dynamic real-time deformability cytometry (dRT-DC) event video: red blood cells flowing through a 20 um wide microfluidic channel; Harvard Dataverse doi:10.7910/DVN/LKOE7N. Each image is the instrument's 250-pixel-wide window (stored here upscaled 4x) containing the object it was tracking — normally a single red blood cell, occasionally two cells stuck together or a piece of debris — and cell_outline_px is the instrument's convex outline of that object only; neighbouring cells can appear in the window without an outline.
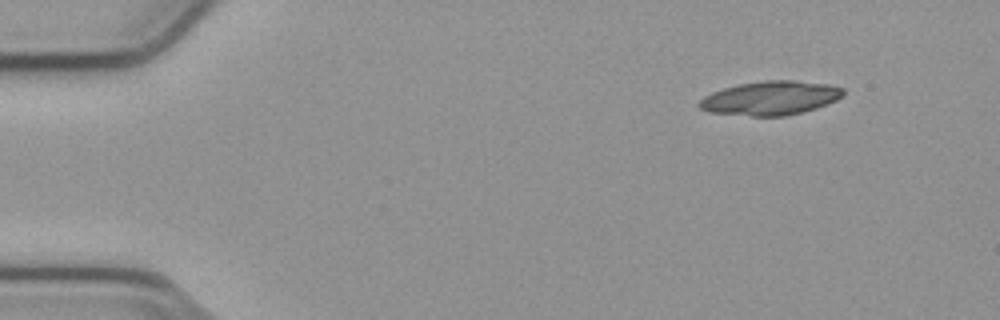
{"species": "common noctule bat (a hibernating species)", "species_latin": "Nyctalus noctula", "temperature_condition": "cold", "stored_images_in_passage": 49, "segment_of_instrument_passage": [1, 2], "camera_frame_rate_fps": 3000, "um_per_image_px": 0.085, "animal": {"sex": "male", "body_mass_g": 23.1, "forearm_length_mm": 52.7}, "frame": {"image": 1, "passage_image": 1, "time_ms": 0.0, "image_size_px": [1000, 320], "cell_outline_px": [[844, 96], [836, 100], [816, 108], [804, 112], [784, 116], [752, 116], [708, 112], [700, 108], [696, 104], [704, 96], [712, 92], [724, 88], [740, 84], [764, 80], [792, 80], [828, 84], [844, 88]], "centroid_in_image_um": [65.49, 8.34], "position_along_channel_um": 19.5, "area_um2": 28.55}}